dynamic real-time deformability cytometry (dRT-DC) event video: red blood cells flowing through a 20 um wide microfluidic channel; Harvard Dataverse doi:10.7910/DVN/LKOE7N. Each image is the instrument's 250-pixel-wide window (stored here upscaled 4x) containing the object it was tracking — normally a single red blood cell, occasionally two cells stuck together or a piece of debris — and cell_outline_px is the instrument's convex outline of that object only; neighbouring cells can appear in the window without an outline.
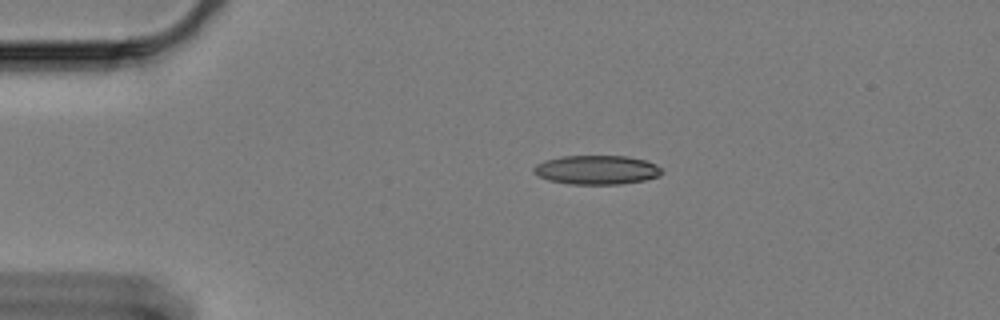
{"species": "Egyptian fruit bat (a non-hibernating species)", "species_latin": "Rousettus aegyptiacus", "temperature_condition": "cold", "stored_images_in_passage": 24, "camera_frame_rate_fps": 3000, "um_per_image_px": 0.085, "animal": {"sex": "female"}, "frame": {"image": 1, "passage_image": 1, "time_ms": 0.0, "image_size_px": [1000, 320], "cell_outline_px": [[664, 172], [660, 176], [644, 180], [620, 184], [568, 184], [548, 180], [532, 172], [532, 168], [536, 164], [544, 160], [560, 156], [628, 156], [644, 160], [656, 164], [664, 168]], "centroid_in_image_um": [50.73, 14.43], "position_along_channel_um": 34.3, "area_um2": 21.96}}
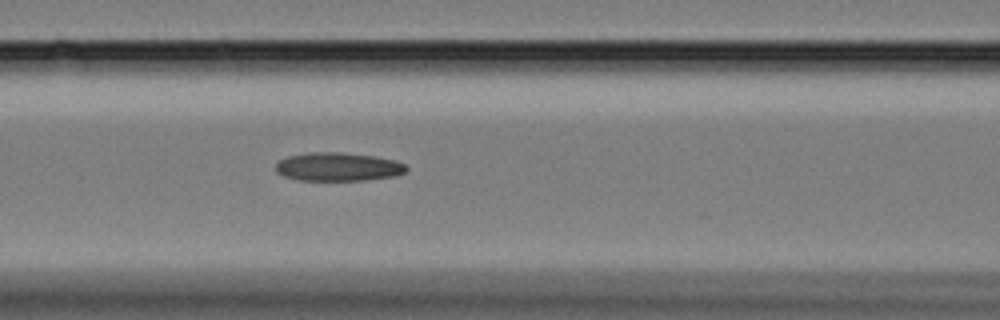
{"frame": {"image": 2, "passage_image": 14, "time_ms": 4.333, "image_size_px": [1000, 320], "cell_outline_px": [[408, 168], [404, 172], [392, 176], [364, 180], [296, 180], [284, 176], [276, 172], [276, 164], [280, 160], [288, 156], [308, 152], [344, 152], [376, 156], [396, 160], [404, 164]], "centroid_in_image_um": [28.72, 14.16], "position_along_channel_um": 137.9, "area_um2": 21.73}}
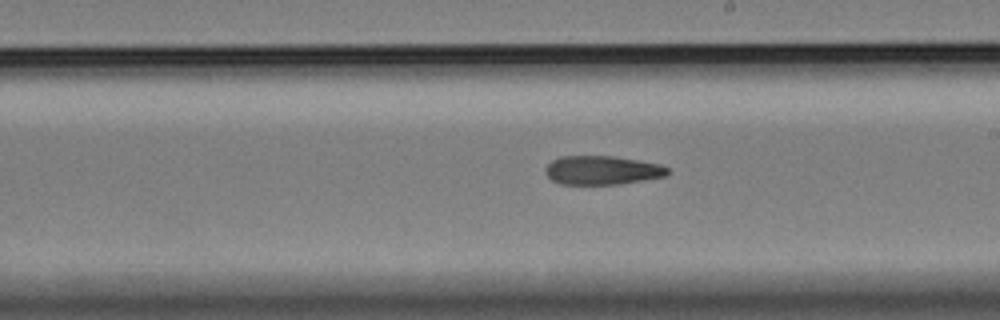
{"frame": {"image": 3, "passage_image": 23, "time_ms": 7.333, "image_size_px": [1000, 320], "cell_outline_px": [[668, 172], [664, 176], [620, 184], [560, 184], [552, 180], [544, 172], [544, 168], [552, 160], [560, 156], [616, 156], [660, 164], [668, 168]], "centroid_in_image_um": [51.14, 14.46], "position_along_channel_um": 237.9, "area_um2": 20.52}}